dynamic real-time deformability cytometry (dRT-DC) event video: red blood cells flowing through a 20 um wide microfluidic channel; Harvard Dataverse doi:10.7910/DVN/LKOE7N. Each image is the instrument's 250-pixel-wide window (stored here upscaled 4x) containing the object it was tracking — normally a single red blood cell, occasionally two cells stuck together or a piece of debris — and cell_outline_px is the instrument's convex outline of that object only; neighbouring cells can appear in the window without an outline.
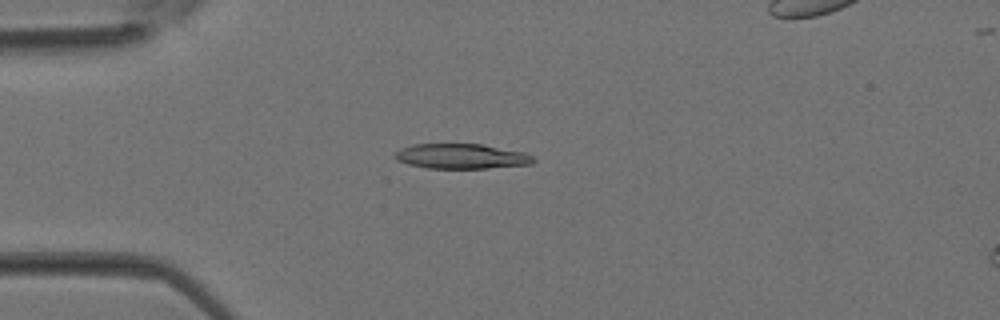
{"species": "Egyptian fruit bat (a non-hibernating species)", "species_latin": "Rousettus aegyptiacus", "temperature_condition": "room temperature", "stored_images_in_passage": 39, "camera_frame_rate_fps": 3000, "um_per_image_px": 0.085, "animal": {"sex": "female"}, "frame": {"image": 1, "passage_image": 10, "time_ms": 3.0, "image_size_px": [1000, 320], "cell_outline_px": [[536, 160], [532, 164], [488, 168], [428, 168], [408, 164], [396, 160], [396, 152], [400, 148], [412, 144], [480, 144], [524, 152], [532, 156]], "centroid_in_image_um": [39.22, 13.28], "position_along_channel_um": 45.8, "area_um2": 20.06}}
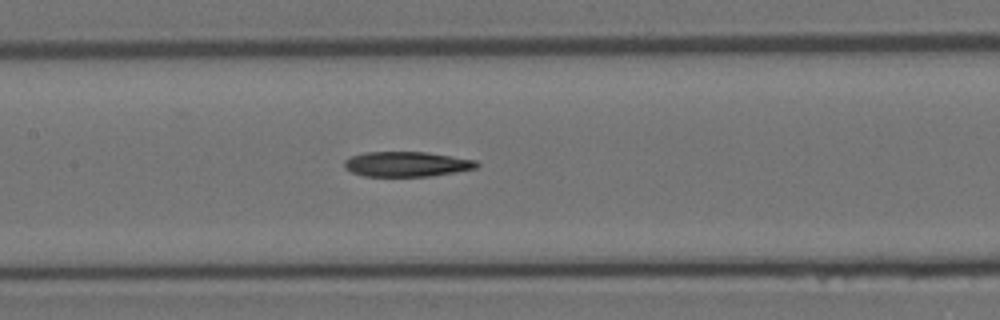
{"frame": {"image": 2, "passage_image": 18, "time_ms": 5.667, "image_size_px": [1000, 320], "cell_outline_px": [[480, 164], [476, 168], [428, 176], [364, 176], [352, 172], [344, 168], [344, 160], [352, 156], [364, 152], [424, 152], [476, 160]], "centroid_in_image_um": [34.53, 13.94], "position_along_channel_um": 172.9, "area_um2": 19.07}}
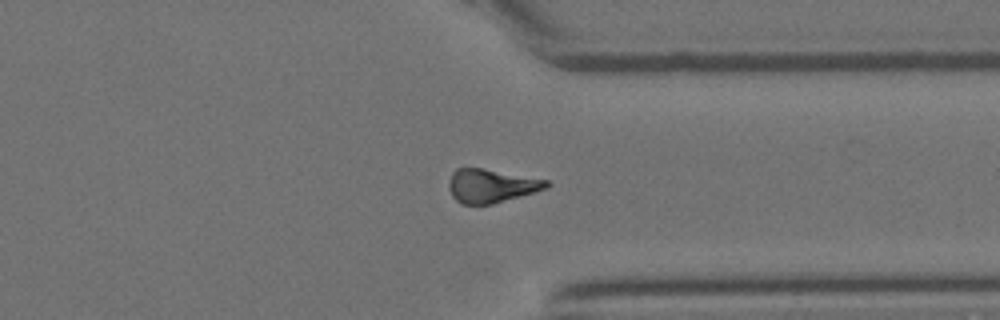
{"frame": {"image": 3, "passage_image": 29, "time_ms": 9.333, "image_size_px": [1000, 320], "cell_outline_px": [[552, 184], [548, 188], [492, 204], [460, 204], [452, 196], [448, 188], [448, 184], [452, 172], [456, 168], [480, 168], [548, 180]], "centroid_in_image_um": [41.74, 15.8], "position_along_channel_um": 369.7, "area_um2": 19.02}}